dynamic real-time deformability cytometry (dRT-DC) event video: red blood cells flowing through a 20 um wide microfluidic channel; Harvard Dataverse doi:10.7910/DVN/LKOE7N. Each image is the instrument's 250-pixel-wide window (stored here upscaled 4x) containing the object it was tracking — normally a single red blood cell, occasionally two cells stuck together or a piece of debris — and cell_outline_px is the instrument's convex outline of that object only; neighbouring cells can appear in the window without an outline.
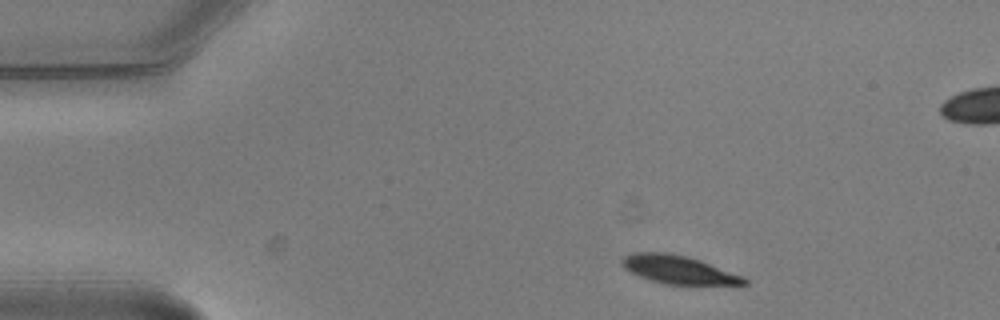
{"species": "common noctule bat (a hibernating species)", "species_latin": "Nyctalus noctula", "temperature_condition": "warm", "stored_images_in_passage": 4, "segment_of_instrument_passage": [1, 2], "camera_frame_rate_fps": 3000, "um_per_image_px": 0.085, "animal": {"sex": "male", "body_mass_g": 20.5, "forearm_length_mm": 52.5}, "frame": {"image": 1, "passage_image": 1, "time_ms": 0.0, "image_size_px": [1000, 320], "cell_outline_px": [[748, 284], [744, 288], [664, 284], [640, 276], [624, 268], [620, 264], [620, 260], [624, 256], [636, 252], [664, 252], [688, 256], [700, 260], [744, 276], [748, 280]], "centroid_in_image_um": [57.86, 22.98], "position_along_channel_um": 27.1, "area_um2": 21.15}}